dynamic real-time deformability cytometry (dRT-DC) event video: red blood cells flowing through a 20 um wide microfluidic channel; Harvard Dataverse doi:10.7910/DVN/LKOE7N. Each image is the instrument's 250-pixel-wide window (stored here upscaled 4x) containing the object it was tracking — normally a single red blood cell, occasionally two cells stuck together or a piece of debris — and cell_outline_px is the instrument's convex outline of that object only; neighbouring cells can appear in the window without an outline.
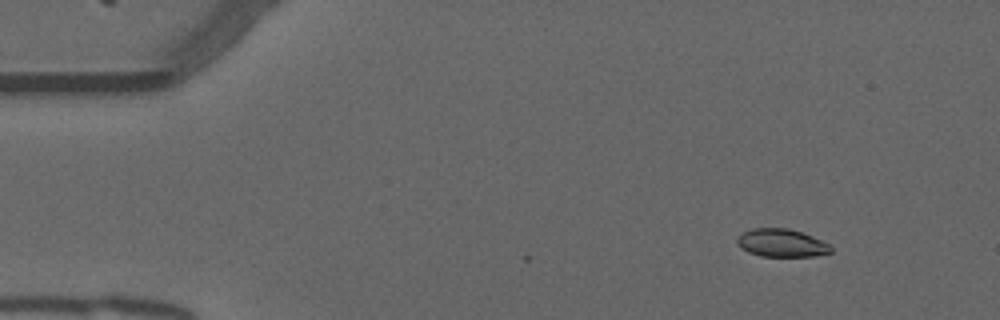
{"species": "common noctule bat (a hibernating species)", "species_latin": "Nyctalus noctula", "temperature_condition": "warm", "stored_images_in_passage": 37, "camera_frame_rate_fps": 3000, "um_per_image_px": 0.085, "animal": {"sex": "male", "forearm_length_mm": 52.5}, "frame": {"image": 1, "passage_image": 1, "time_ms": 0.0, "image_size_px": [1000, 320], "cell_outline_px": [[832, 252], [816, 256], [760, 256], [748, 252], [740, 248], [736, 244], [736, 240], [744, 232], [752, 228], [788, 228], [812, 236], [828, 244], [832, 248]], "centroid_in_image_um": [66.41, 20.66], "position_along_channel_um": 18.6, "area_um2": 15.2}}
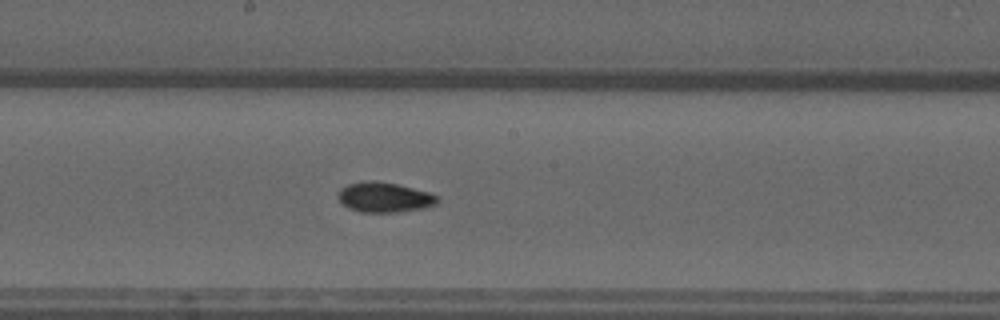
{"frame": {"image": 2, "passage_image": 24, "time_ms": 7.667, "image_size_px": [1000, 320], "cell_outline_px": [[440, 200], [436, 204], [424, 208], [400, 212], [360, 212], [348, 208], [336, 196], [340, 188], [348, 184], [372, 180], [396, 184], [432, 192], [440, 196]], "centroid_in_image_um": [32.72, 16.77], "position_along_channel_um": 215.5, "area_um2": 17.57}}
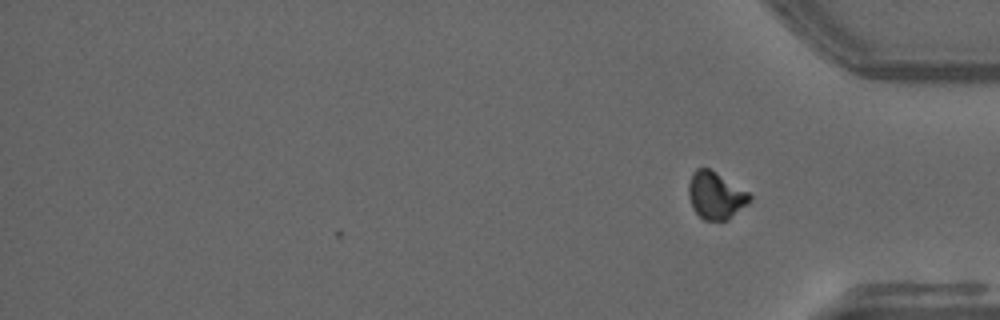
{"frame": {"image": 3, "passage_image": 37, "time_ms": 12.0, "image_size_px": [1000, 320], "cell_outline_px": [[752, 200], [748, 204], [728, 220], [704, 220], [692, 208], [688, 196], [688, 184], [692, 172], [696, 168], [708, 168], [748, 192], [752, 196]], "centroid_in_image_um": [60.82, 16.63], "position_along_channel_um": 374.4, "area_um2": 16.76}, "authors_computed_cell_mechanics": {"area_um2": 16.762, "velocity_mm_per_s": 3.7664, "shape_relaxation_time_tau1_ms": 10.553, "shape_relaxation_time_tau2_ms": 1.4679, "deformation_change_tau1": 0.2351, "deformation_change_tau2": 0.0486}}